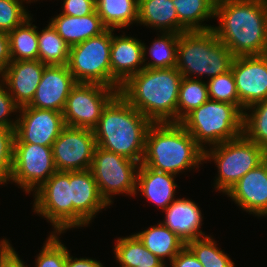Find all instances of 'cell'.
Instances as JSON below:
<instances>
[{"label":"cell","instance_id":"obj_1","mask_svg":"<svg viewBox=\"0 0 267 267\" xmlns=\"http://www.w3.org/2000/svg\"><path fill=\"white\" fill-rule=\"evenodd\" d=\"M213 26L235 57L267 54V0H217Z\"/></svg>","mask_w":267,"mask_h":267},{"label":"cell","instance_id":"obj_2","mask_svg":"<svg viewBox=\"0 0 267 267\" xmlns=\"http://www.w3.org/2000/svg\"><path fill=\"white\" fill-rule=\"evenodd\" d=\"M183 76L174 68H144L121 85L119 94L152 123L177 122Z\"/></svg>","mask_w":267,"mask_h":267},{"label":"cell","instance_id":"obj_3","mask_svg":"<svg viewBox=\"0 0 267 267\" xmlns=\"http://www.w3.org/2000/svg\"><path fill=\"white\" fill-rule=\"evenodd\" d=\"M151 124L117 93L104 107L93 133L98 147L141 164Z\"/></svg>","mask_w":267,"mask_h":267},{"label":"cell","instance_id":"obj_4","mask_svg":"<svg viewBox=\"0 0 267 267\" xmlns=\"http://www.w3.org/2000/svg\"><path fill=\"white\" fill-rule=\"evenodd\" d=\"M201 162H205L204 150L180 122L151 124L142 165L176 176L199 168Z\"/></svg>","mask_w":267,"mask_h":267},{"label":"cell","instance_id":"obj_5","mask_svg":"<svg viewBox=\"0 0 267 267\" xmlns=\"http://www.w3.org/2000/svg\"><path fill=\"white\" fill-rule=\"evenodd\" d=\"M234 58L213 29L179 34L176 69L184 78L206 75L211 79L231 70Z\"/></svg>","mask_w":267,"mask_h":267},{"label":"cell","instance_id":"obj_6","mask_svg":"<svg viewBox=\"0 0 267 267\" xmlns=\"http://www.w3.org/2000/svg\"><path fill=\"white\" fill-rule=\"evenodd\" d=\"M180 123L204 151L243 135V112L226 102L209 99Z\"/></svg>","mask_w":267,"mask_h":267},{"label":"cell","instance_id":"obj_7","mask_svg":"<svg viewBox=\"0 0 267 267\" xmlns=\"http://www.w3.org/2000/svg\"><path fill=\"white\" fill-rule=\"evenodd\" d=\"M265 158L266 151L244 135L204 151V161H214L218 169L214 189L223 194Z\"/></svg>","mask_w":267,"mask_h":267},{"label":"cell","instance_id":"obj_8","mask_svg":"<svg viewBox=\"0 0 267 267\" xmlns=\"http://www.w3.org/2000/svg\"><path fill=\"white\" fill-rule=\"evenodd\" d=\"M139 163L122 155L96 147L90 171L102 199L112 205L117 194L135 196Z\"/></svg>","mask_w":267,"mask_h":267},{"label":"cell","instance_id":"obj_9","mask_svg":"<svg viewBox=\"0 0 267 267\" xmlns=\"http://www.w3.org/2000/svg\"><path fill=\"white\" fill-rule=\"evenodd\" d=\"M112 29L70 47L68 68L76 82L111 88L110 53Z\"/></svg>","mask_w":267,"mask_h":267},{"label":"cell","instance_id":"obj_10","mask_svg":"<svg viewBox=\"0 0 267 267\" xmlns=\"http://www.w3.org/2000/svg\"><path fill=\"white\" fill-rule=\"evenodd\" d=\"M56 171L52 146L13 143V165L8 182L29 194L36 192Z\"/></svg>","mask_w":267,"mask_h":267},{"label":"cell","instance_id":"obj_11","mask_svg":"<svg viewBox=\"0 0 267 267\" xmlns=\"http://www.w3.org/2000/svg\"><path fill=\"white\" fill-rule=\"evenodd\" d=\"M33 196V212L51 223V233L72 229L70 171H56Z\"/></svg>","mask_w":267,"mask_h":267},{"label":"cell","instance_id":"obj_12","mask_svg":"<svg viewBox=\"0 0 267 267\" xmlns=\"http://www.w3.org/2000/svg\"><path fill=\"white\" fill-rule=\"evenodd\" d=\"M118 92L102 84L77 82L62 112L65 125L93 130L104 107Z\"/></svg>","mask_w":267,"mask_h":267},{"label":"cell","instance_id":"obj_13","mask_svg":"<svg viewBox=\"0 0 267 267\" xmlns=\"http://www.w3.org/2000/svg\"><path fill=\"white\" fill-rule=\"evenodd\" d=\"M97 143L92 129L65 126L52 144L57 171L90 169Z\"/></svg>","mask_w":267,"mask_h":267},{"label":"cell","instance_id":"obj_14","mask_svg":"<svg viewBox=\"0 0 267 267\" xmlns=\"http://www.w3.org/2000/svg\"><path fill=\"white\" fill-rule=\"evenodd\" d=\"M13 143L52 146L66 126L62 112L23 106L19 108Z\"/></svg>","mask_w":267,"mask_h":267},{"label":"cell","instance_id":"obj_15","mask_svg":"<svg viewBox=\"0 0 267 267\" xmlns=\"http://www.w3.org/2000/svg\"><path fill=\"white\" fill-rule=\"evenodd\" d=\"M231 70L242 112L267 99V54L235 57Z\"/></svg>","mask_w":267,"mask_h":267},{"label":"cell","instance_id":"obj_16","mask_svg":"<svg viewBox=\"0 0 267 267\" xmlns=\"http://www.w3.org/2000/svg\"><path fill=\"white\" fill-rule=\"evenodd\" d=\"M72 228L85 227L108 207L102 199L90 169L70 171Z\"/></svg>","mask_w":267,"mask_h":267},{"label":"cell","instance_id":"obj_17","mask_svg":"<svg viewBox=\"0 0 267 267\" xmlns=\"http://www.w3.org/2000/svg\"><path fill=\"white\" fill-rule=\"evenodd\" d=\"M76 83L67 65H47L27 106L63 112L67 97Z\"/></svg>","mask_w":267,"mask_h":267},{"label":"cell","instance_id":"obj_18","mask_svg":"<svg viewBox=\"0 0 267 267\" xmlns=\"http://www.w3.org/2000/svg\"><path fill=\"white\" fill-rule=\"evenodd\" d=\"M225 195L239 208L258 217L267 215V159L245 174Z\"/></svg>","mask_w":267,"mask_h":267},{"label":"cell","instance_id":"obj_19","mask_svg":"<svg viewBox=\"0 0 267 267\" xmlns=\"http://www.w3.org/2000/svg\"><path fill=\"white\" fill-rule=\"evenodd\" d=\"M112 29L110 53L111 88L120 90L131 76L145 68L143 61V42L139 39L123 35H115Z\"/></svg>","mask_w":267,"mask_h":267},{"label":"cell","instance_id":"obj_20","mask_svg":"<svg viewBox=\"0 0 267 267\" xmlns=\"http://www.w3.org/2000/svg\"><path fill=\"white\" fill-rule=\"evenodd\" d=\"M46 66L39 60L11 61L1 74L9 94L19 107L32 101Z\"/></svg>","mask_w":267,"mask_h":267},{"label":"cell","instance_id":"obj_21","mask_svg":"<svg viewBox=\"0 0 267 267\" xmlns=\"http://www.w3.org/2000/svg\"><path fill=\"white\" fill-rule=\"evenodd\" d=\"M163 212L166 215L161 223L185 243L209 236L200 230L203 217L193 200L177 197Z\"/></svg>","mask_w":267,"mask_h":267},{"label":"cell","instance_id":"obj_22","mask_svg":"<svg viewBox=\"0 0 267 267\" xmlns=\"http://www.w3.org/2000/svg\"><path fill=\"white\" fill-rule=\"evenodd\" d=\"M175 175L148 168L140 164L137 171L136 193L141 192L162 211L174 200L178 185L175 183ZM138 189V190H137Z\"/></svg>","mask_w":267,"mask_h":267},{"label":"cell","instance_id":"obj_23","mask_svg":"<svg viewBox=\"0 0 267 267\" xmlns=\"http://www.w3.org/2000/svg\"><path fill=\"white\" fill-rule=\"evenodd\" d=\"M49 22L62 39L70 46L77 45L89 38L101 35L107 30L97 11L82 16L58 14Z\"/></svg>","mask_w":267,"mask_h":267},{"label":"cell","instance_id":"obj_24","mask_svg":"<svg viewBox=\"0 0 267 267\" xmlns=\"http://www.w3.org/2000/svg\"><path fill=\"white\" fill-rule=\"evenodd\" d=\"M152 27L159 32L177 34L188 31L179 21L172 0H138L137 24Z\"/></svg>","mask_w":267,"mask_h":267},{"label":"cell","instance_id":"obj_25","mask_svg":"<svg viewBox=\"0 0 267 267\" xmlns=\"http://www.w3.org/2000/svg\"><path fill=\"white\" fill-rule=\"evenodd\" d=\"M134 234L150 252L163 262H166V257L171 262L186 246V243L180 237L161 222Z\"/></svg>","mask_w":267,"mask_h":267},{"label":"cell","instance_id":"obj_26","mask_svg":"<svg viewBox=\"0 0 267 267\" xmlns=\"http://www.w3.org/2000/svg\"><path fill=\"white\" fill-rule=\"evenodd\" d=\"M96 11L107 29H125L138 20V0H95Z\"/></svg>","mask_w":267,"mask_h":267},{"label":"cell","instance_id":"obj_27","mask_svg":"<svg viewBox=\"0 0 267 267\" xmlns=\"http://www.w3.org/2000/svg\"><path fill=\"white\" fill-rule=\"evenodd\" d=\"M178 21L188 30H210L211 25L203 21L215 17L217 0H172ZM208 25V26H207Z\"/></svg>","mask_w":267,"mask_h":267},{"label":"cell","instance_id":"obj_28","mask_svg":"<svg viewBox=\"0 0 267 267\" xmlns=\"http://www.w3.org/2000/svg\"><path fill=\"white\" fill-rule=\"evenodd\" d=\"M115 247V248H114ZM113 247L120 267L158 266L162 260L150 252L135 235L119 237Z\"/></svg>","mask_w":267,"mask_h":267},{"label":"cell","instance_id":"obj_29","mask_svg":"<svg viewBox=\"0 0 267 267\" xmlns=\"http://www.w3.org/2000/svg\"><path fill=\"white\" fill-rule=\"evenodd\" d=\"M31 20L8 33L12 61L38 60V27Z\"/></svg>","mask_w":267,"mask_h":267},{"label":"cell","instance_id":"obj_30","mask_svg":"<svg viewBox=\"0 0 267 267\" xmlns=\"http://www.w3.org/2000/svg\"><path fill=\"white\" fill-rule=\"evenodd\" d=\"M159 38L151 43L148 49L143 43V61L145 68L161 69L174 68L177 65V46L179 34L174 32H161ZM152 57L151 61H147L146 53Z\"/></svg>","mask_w":267,"mask_h":267},{"label":"cell","instance_id":"obj_31","mask_svg":"<svg viewBox=\"0 0 267 267\" xmlns=\"http://www.w3.org/2000/svg\"><path fill=\"white\" fill-rule=\"evenodd\" d=\"M70 46L49 23L38 31V60L45 65H67Z\"/></svg>","mask_w":267,"mask_h":267},{"label":"cell","instance_id":"obj_32","mask_svg":"<svg viewBox=\"0 0 267 267\" xmlns=\"http://www.w3.org/2000/svg\"><path fill=\"white\" fill-rule=\"evenodd\" d=\"M182 78L177 103V122H181L191 111L209 100L206 81Z\"/></svg>","mask_w":267,"mask_h":267},{"label":"cell","instance_id":"obj_33","mask_svg":"<svg viewBox=\"0 0 267 267\" xmlns=\"http://www.w3.org/2000/svg\"><path fill=\"white\" fill-rule=\"evenodd\" d=\"M243 135L267 151V99L245 109Z\"/></svg>","mask_w":267,"mask_h":267},{"label":"cell","instance_id":"obj_34","mask_svg":"<svg viewBox=\"0 0 267 267\" xmlns=\"http://www.w3.org/2000/svg\"><path fill=\"white\" fill-rule=\"evenodd\" d=\"M216 241L209 235L188 241L186 246L193 252L203 267H235L229 255L219 249Z\"/></svg>","mask_w":267,"mask_h":267},{"label":"cell","instance_id":"obj_35","mask_svg":"<svg viewBox=\"0 0 267 267\" xmlns=\"http://www.w3.org/2000/svg\"><path fill=\"white\" fill-rule=\"evenodd\" d=\"M206 83L210 100L234 104L240 109L239 96L232 70L208 79Z\"/></svg>","mask_w":267,"mask_h":267},{"label":"cell","instance_id":"obj_36","mask_svg":"<svg viewBox=\"0 0 267 267\" xmlns=\"http://www.w3.org/2000/svg\"><path fill=\"white\" fill-rule=\"evenodd\" d=\"M60 234L51 233L35 259V267H66L67 247Z\"/></svg>","mask_w":267,"mask_h":267},{"label":"cell","instance_id":"obj_37","mask_svg":"<svg viewBox=\"0 0 267 267\" xmlns=\"http://www.w3.org/2000/svg\"><path fill=\"white\" fill-rule=\"evenodd\" d=\"M27 0H0V31L11 32L31 17L26 11Z\"/></svg>","mask_w":267,"mask_h":267},{"label":"cell","instance_id":"obj_38","mask_svg":"<svg viewBox=\"0 0 267 267\" xmlns=\"http://www.w3.org/2000/svg\"><path fill=\"white\" fill-rule=\"evenodd\" d=\"M14 130L0 126V172L8 178L13 165Z\"/></svg>","mask_w":267,"mask_h":267},{"label":"cell","instance_id":"obj_39","mask_svg":"<svg viewBox=\"0 0 267 267\" xmlns=\"http://www.w3.org/2000/svg\"><path fill=\"white\" fill-rule=\"evenodd\" d=\"M1 79V77H0ZM5 88V89H4ZM19 106L9 94L3 79L0 80V126L8 129H15L17 118L11 120L12 113L19 112Z\"/></svg>","mask_w":267,"mask_h":267},{"label":"cell","instance_id":"obj_40","mask_svg":"<svg viewBox=\"0 0 267 267\" xmlns=\"http://www.w3.org/2000/svg\"><path fill=\"white\" fill-rule=\"evenodd\" d=\"M63 11L61 14L75 17H82L93 13L96 10L95 0H63Z\"/></svg>","mask_w":267,"mask_h":267},{"label":"cell","instance_id":"obj_41","mask_svg":"<svg viewBox=\"0 0 267 267\" xmlns=\"http://www.w3.org/2000/svg\"><path fill=\"white\" fill-rule=\"evenodd\" d=\"M0 267H27L6 238L0 241Z\"/></svg>","mask_w":267,"mask_h":267},{"label":"cell","instance_id":"obj_42","mask_svg":"<svg viewBox=\"0 0 267 267\" xmlns=\"http://www.w3.org/2000/svg\"><path fill=\"white\" fill-rule=\"evenodd\" d=\"M170 265L171 267H203L187 246L173 258Z\"/></svg>","mask_w":267,"mask_h":267},{"label":"cell","instance_id":"obj_43","mask_svg":"<svg viewBox=\"0 0 267 267\" xmlns=\"http://www.w3.org/2000/svg\"><path fill=\"white\" fill-rule=\"evenodd\" d=\"M11 61L9 35L0 31V76Z\"/></svg>","mask_w":267,"mask_h":267},{"label":"cell","instance_id":"obj_44","mask_svg":"<svg viewBox=\"0 0 267 267\" xmlns=\"http://www.w3.org/2000/svg\"><path fill=\"white\" fill-rule=\"evenodd\" d=\"M66 267H104L100 261L92 258H73L67 249Z\"/></svg>","mask_w":267,"mask_h":267},{"label":"cell","instance_id":"obj_45","mask_svg":"<svg viewBox=\"0 0 267 267\" xmlns=\"http://www.w3.org/2000/svg\"><path fill=\"white\" fill-rule=\"evenodd\" d=\"M7 178L0 172V184L4 185L7 184Z\"/></svg>","mask_w":267,"mask_h":267},{"label":"cell","instance_id":"obj_46","mask_svg":"<svg viewBox=\"0 0 267 267\" xmlns=\"http://www.w3.org/2000/svg\"><path fill=\"white\" fill-rule=\"evenodd\" d=\"M136 267H149V266H136ZM151 267H168L165 262H161L158 266H151Z\"/></svg>","mask_w":267,"mask_h":267},{"label":"cell","instance_id":"obj_47","mask_svg":"<svg viewBox=\"0 0 267 267\" xmlns=\"http://www.w3.org/2000/svg\"><path fill=\"white\" fill-rule=\"evenodd\" d=\"M27 1H28L29 3H31V2L33 3V1L35 2V0H27ZM36 1H37V0H36Z\"/></svg>","mask_w":267,"mask_h":267}]
</instances>
